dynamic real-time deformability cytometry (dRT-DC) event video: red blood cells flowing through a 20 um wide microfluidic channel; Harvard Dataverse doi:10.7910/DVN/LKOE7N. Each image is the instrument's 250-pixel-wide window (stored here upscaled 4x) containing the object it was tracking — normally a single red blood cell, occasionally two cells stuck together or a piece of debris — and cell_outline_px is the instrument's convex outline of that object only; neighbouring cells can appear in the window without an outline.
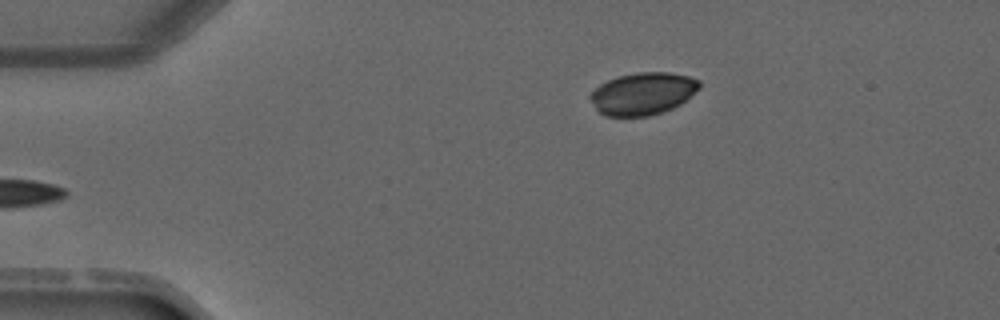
{"species": "common noctule bat (a hibernating species)", "species_latin": "Nyctalus noctula", "temperature_condition": "warm", "stored_images_in_passage": 3, "camera_frame_rate_fps": 3000, "um_per_image_px": 0.085, "animal": {"sex": "male", "forearm_length_mm": 52.5}, "frame": {"image": 1, "passage_image": 3, "time_ms": 2.333, "image_size_px": [1000, 320], "cell_outline_px": [[700, 88], [680, 104], [664, 112], [648, 116], [604, 116], [596, 108], [588, 96], [600, 84], [616, 76], [636, 72], [668, 72], [688, 76], [700, 80]], "centroid_in_image_um": [54.64, 7.95], "position_along_channel_um": 30.4, "area_um2": 26.93}}